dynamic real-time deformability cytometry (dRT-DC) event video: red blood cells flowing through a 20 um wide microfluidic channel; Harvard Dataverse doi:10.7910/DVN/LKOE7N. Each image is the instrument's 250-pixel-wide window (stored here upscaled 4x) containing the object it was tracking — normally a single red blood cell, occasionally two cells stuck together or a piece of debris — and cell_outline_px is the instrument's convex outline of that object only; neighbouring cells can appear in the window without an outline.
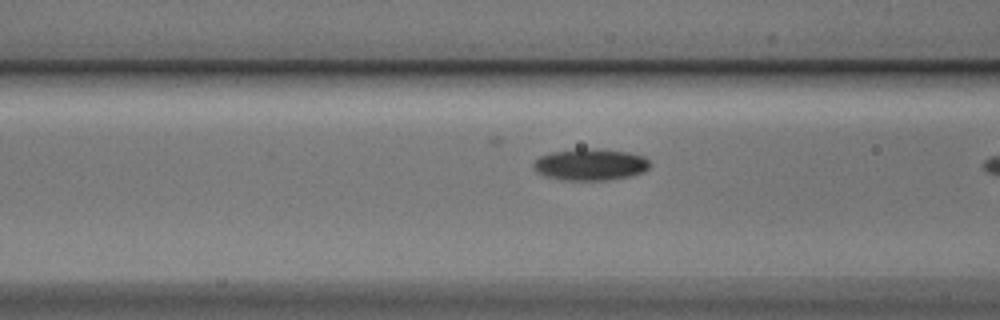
{"species": "Egyptian fruit bat (a non-hibernating species)", "species_latin": "Rousettus aegyptiacus", "temperature_condition": "cold", "stored_images_in_passage": 20, "camera_frame_rate_fps": 3000, "um_per_image_px": 0.085, "animal": {"sex": "male"}, "frame": {"image": 1, "passage_image": 19, "time_ms": 6.0, "image_size_px": [1000, 320], "cell_outline_px": [[652, 164], [644, 172], [632, 176], [608, 180], [560, 180], [536, 172], [532, 164], [540, 156], [552, 152], [576, 148], [596, 148], [628, 152], [644, 156]], "centroid_in_image_um": [50.21, 13.98], "position_along_channel_um": 116.4, "area_um2": 21.73}}